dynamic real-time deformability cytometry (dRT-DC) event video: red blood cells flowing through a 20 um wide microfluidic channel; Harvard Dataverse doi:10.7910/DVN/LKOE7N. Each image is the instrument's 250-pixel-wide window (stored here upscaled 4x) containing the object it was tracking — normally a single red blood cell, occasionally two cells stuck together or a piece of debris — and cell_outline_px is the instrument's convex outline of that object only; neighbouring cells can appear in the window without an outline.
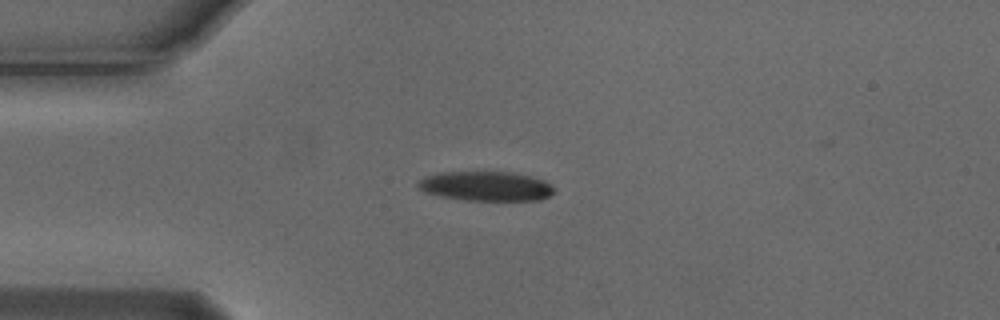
{"species": "Egyptian fruit bat (a non-hibernating species)", "species_latin": "Rousettus aegyptiacus", "temperature_condition": "cold", "stored_images_in_passage": 6, "camera_frame_rate_fps": 3000, "um_per_image_px": 0.085, "animal": {"sex": "male"}, "frame": {"image": 1, "passage_image": 4, "time_ms": 1.0, "image_size_px": [1000, 320], "cell_outline_px": [[556, 192], [540, 200], [464, 200], [440, 196], [424, 192], [416, 184], [424, 176], [440, 172], [512, 172], [532, 176], [544, 180], [552, 184], [556, 188]], "centroid_in_image_um": [41.34, 15.82], "position_along_channel_um": 43.7, "area_um2": 23.64}}